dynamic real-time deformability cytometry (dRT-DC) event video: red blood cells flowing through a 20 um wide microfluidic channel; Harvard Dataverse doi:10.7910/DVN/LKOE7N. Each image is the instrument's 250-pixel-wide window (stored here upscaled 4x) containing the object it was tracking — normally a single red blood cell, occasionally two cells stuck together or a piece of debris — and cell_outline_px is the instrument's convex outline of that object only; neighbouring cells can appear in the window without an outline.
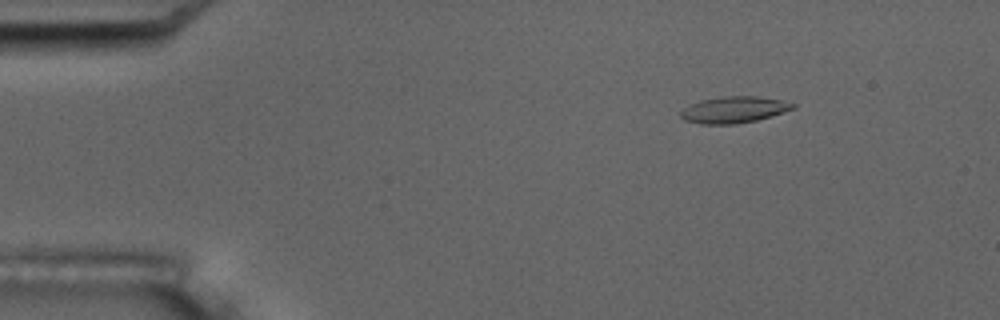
{"species": "common noctule bat (a hibernating species)", "species_latin": "Nyctalus noctula", "temperature_condition": "room temperature", "stored_images_in_passage": 6, "camera_frame_rate_fps": 3000, "um_per_image_px": 0.085, "animal": {"sex": "male", "body_mass_g": 17.5, "forearm_length_mm": 52.3}, "frame": {"image": 1, "passage_image": 2, "time_ms": 2.0, "image_size_px": [1000, 320], "cell_outline_px": [[796, 108], [756, 120], [736, 124], [700, 124], [684, 120], [680, 116], [680, 112], [684, 108], [700, 100], [724, 96], [756, 96], [780, 100], [796, 104]], "centroid_in_image_um": [62.36, 9.33], "position_along_channel_um": 22.6, "area_um2": 17.17}}